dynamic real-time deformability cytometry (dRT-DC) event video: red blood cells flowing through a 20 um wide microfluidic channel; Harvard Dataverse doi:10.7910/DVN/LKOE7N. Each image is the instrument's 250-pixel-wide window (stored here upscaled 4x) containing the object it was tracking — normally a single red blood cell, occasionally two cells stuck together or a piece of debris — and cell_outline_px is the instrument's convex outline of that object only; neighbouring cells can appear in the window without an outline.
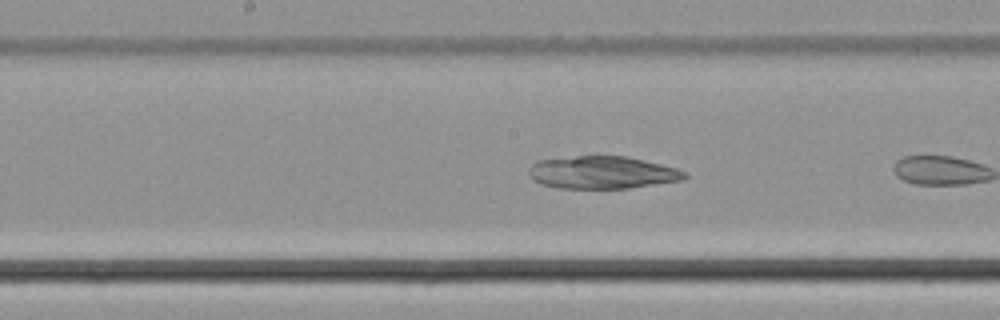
{"species": "common noctule bat (a hibernating species)", "species_latin": "Nyctalus noctula", "temperature_condition": "cold", "stored_images_in_passage": 11, "camera_frame_rate_fps": 3000, "um_per_image_px": 0.085, "animal": {"sex": "male", "body_mass_g": 21.5, "forearm_length_mm": 52.0}, "frame": {"image": 1, "passage_image": 10, "time_ms": 3.0, "image_size_px": [1000, 320], "cell_outline_px": [[688, 176], [684, 180], [628, 188], [556, 188], [540, 184], [532, 180], [528, 172], [532, 164], [536, 160], [576, 156], [628, 156], [676, 168], [688, 172]], "centroid_in_image_um": [51.19, 14.66], "position_along_channel_um": 197.0, "area_um2": 29.77}}